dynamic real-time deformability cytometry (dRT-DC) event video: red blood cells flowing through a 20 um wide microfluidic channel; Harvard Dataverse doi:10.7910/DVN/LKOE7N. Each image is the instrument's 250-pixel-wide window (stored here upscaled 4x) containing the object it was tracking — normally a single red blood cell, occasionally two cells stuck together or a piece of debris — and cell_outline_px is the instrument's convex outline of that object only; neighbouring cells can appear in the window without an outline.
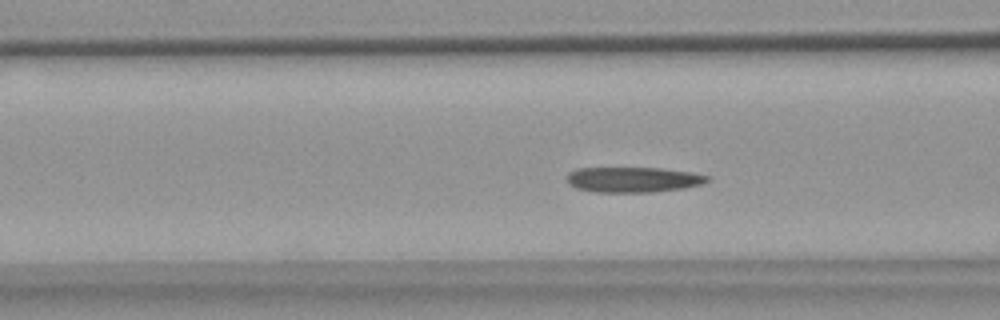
{"species": "common noctule bat (a hibernating species)", "species_latin": "Nyctalus noctula", "temperature_condition": "warm", "stored_images_in_passage": 52, "camera_frame_rate_fps": 3000, "um_per_image_px": 0.085, "animal": {"sex": "female", "body_mass_g": 18.4}, "frame": {"image": 1, "passage_image": 20, "time_ms": 6.333, "image_size_px": [1000, 320], "cell_outline_px": [[708, 180], [700, 184], [684, 188], [652, 192], [596, 192], [576, 188], [568, 184], [568, 172], [576, 168], [660, 168], [692, 172], [708, 176]], "centroid_in_image_um": [53.78, 15.26], "position_along_channel_um": 112.8, "area_um2": 20.63}}
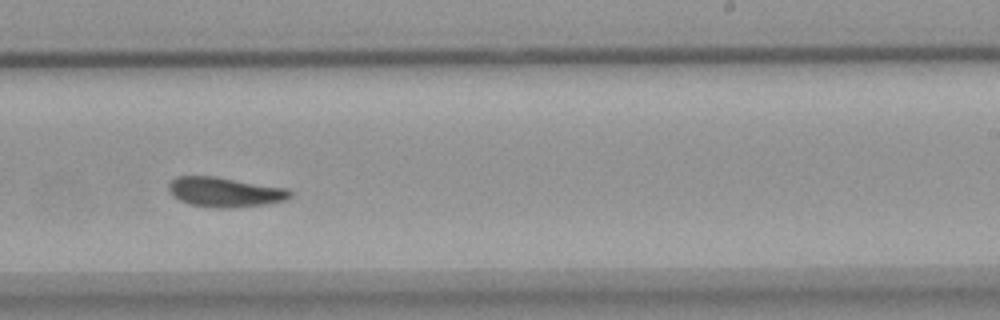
{"frame": {"image": 2, "passage_image": 33, "time_ms": 10.667, "image_size_px": [1000, 320], "cell_outline_px": [[292, 196], [288, 200], [268, 204], [232, 208], [216, 208], [188, 204], [172, 196], [168, 188], [168, 184], [176, 176], [216, 176], [284, 188], [292, 192]], "centroid_in_image_um": [19.11, 16.33], "position_along_channel_um": 269.9, "area_um2": 21.21}}
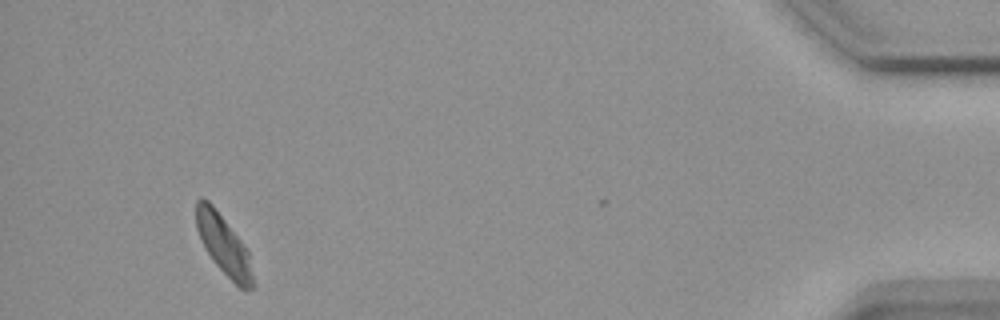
{"frame": {"image": 3, "passage_image": 51, "time_ms": 16.667, "image_size_px": [1000, 320], "cell_outline_px": [[252, 288], [244, 292], [212, 260], [196, 228], [196, 200], [200, 196], [208, 200], [212, 204], [240, 240], [248, 252], [252, 276]], "centroid_in_image_um": [18.98, 20.79], "position_along_channel_um": 416.2, "area_um2": 19.02}, "authors_computed_cell_mechanics": {"area_um2": 20.9814, "velocity_mm_per_s": 3.6442, "shape_relaxation_time_tau1_ms": 7.8006, "shape_relaxation_time_tau2_ms": 2.554, "deformation_change_tau1": 0.1868, "deformation_change_tau2": 0.0729}}